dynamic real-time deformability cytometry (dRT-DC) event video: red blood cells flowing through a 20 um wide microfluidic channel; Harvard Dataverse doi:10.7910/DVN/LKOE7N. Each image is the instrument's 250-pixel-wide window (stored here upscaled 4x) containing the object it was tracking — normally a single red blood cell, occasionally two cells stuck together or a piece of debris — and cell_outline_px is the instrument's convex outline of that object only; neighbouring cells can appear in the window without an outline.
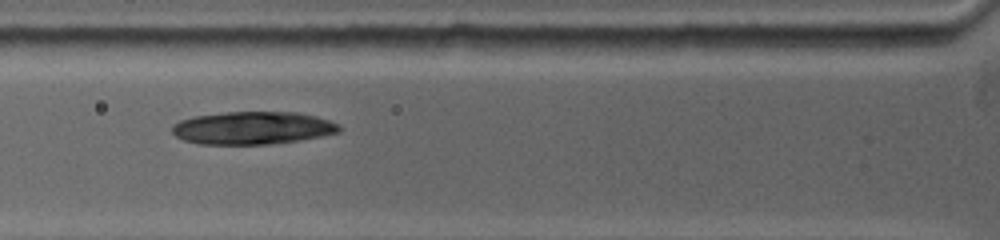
{"species": "common noctule bat (a hibernating species)", "species_latin": "Nyctalus noctula", "temperature_condition": "warm", "stored_images_in_passage": 8, "camera_frame_rate_fps": 5000, "um_per_image_px": 0.085, "animal": {"sex": "female", "body_mass_g": 19.0, "forearm_length_mm": 53.3}, "frame": {"image": 1, "passage_image": 2, "time_ms": 0.6, "image_size_px": [1000, 240], "cell_outline_px": [[340, 132], [300, 140], [272, 144], [200, 144], [184, 140], [176, 136], [172, 132], [172, 124], [180, 120], [192, 116], [224, 112], [296, 112], [316, 116], [340, 124]], "centroid_in_image_um": [21.46, 10.87], "position_along_channel_um": 104.3, "area_um2": 32.02}}
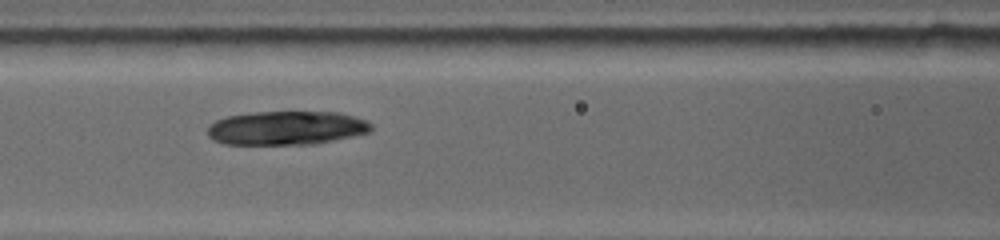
{"frame": {"image": 2, "passage_image": 4, "time_ms": 1.6, "image_size_px": [1000, 240], "cell_outline_px": [[372, 128], [368, 132], [352, 136], [312, 144], [224, 144], [212, 140], [208, 136], [208, 124], [216, 120], [228, 116], [252, 112], [340, 112], [368, 120], [372, 124]], "centroid_in_image_um": [24.33, 10.87], "position_along_channel_um": 142.3, "area_um2": 32.31}}